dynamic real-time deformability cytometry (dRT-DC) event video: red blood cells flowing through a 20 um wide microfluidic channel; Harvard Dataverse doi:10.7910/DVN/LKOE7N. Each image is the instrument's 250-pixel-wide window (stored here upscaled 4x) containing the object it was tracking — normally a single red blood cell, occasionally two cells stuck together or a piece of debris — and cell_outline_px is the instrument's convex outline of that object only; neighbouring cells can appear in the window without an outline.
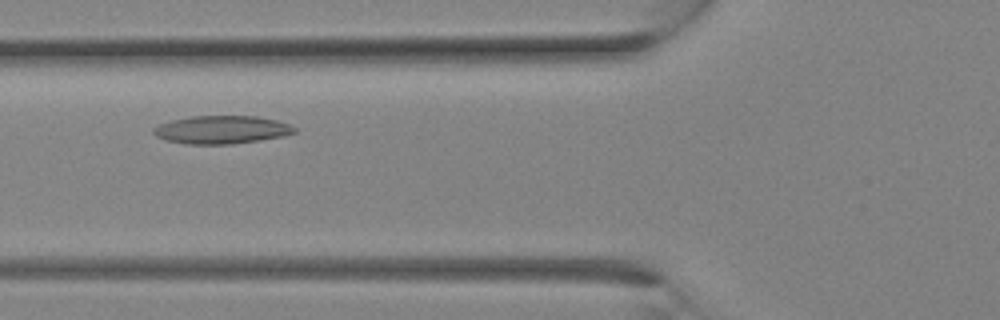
{"species": "Egyptian fruit bat (a non-hibernating species)", "species_latin": "Rousettus aegyptiacus", "temperature_condition": "room temperature", "stored_images_in_passage": 12, "camera_frame_rate_fps": 3000, "um_per_image_px": 0.085, "animal": {"sex": "female"}, "frame": {"image": 1, "passage_image": 7, "time_ms": 2.0, "image_size_px": [1000, 320], "cell_outline_px": [[296, 132], [284, 136], [260, 140], [232, 144], [184, 144], [164, 140], [156, 136], [152, 132], [152, 128], [160, 124], [172, 120], [192, 116], [256, 116], [276, 120], [288, 124], [296, 128]], "centroid_in_image_um": [18.81, 11.03], "position_along_channel_um": 107.0, "area_um2": 23.12}}
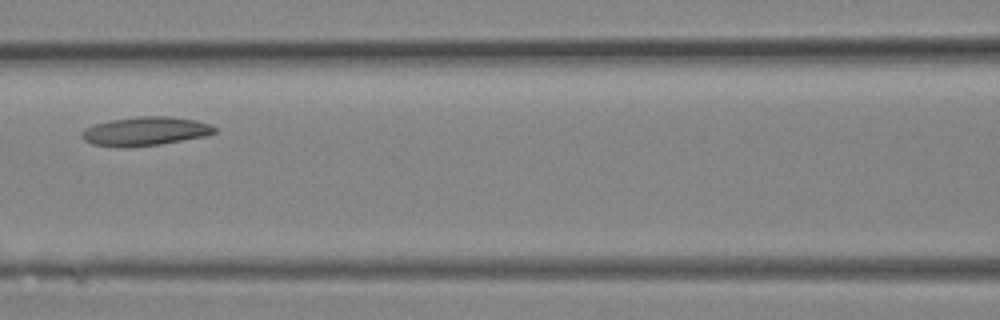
{"frame": {"image": 2, "passage_image": 9, "time_ms": 2.667, "image_size_px": [1000, 320], "cell_outline_px": [[216, 132], [208, 136], [160, 144], [124, 148], [120, 148], [92, 144], [84, 140], [80, 132], [84, 128], [96, 124], [112, 120], [140, 116], [168, 116], [196, 120], [212, 124], [216, 128]], "centroid_in_image_um": [12.37, 11.16], "position_along_channel_um": 154.2, "area_um2": 22.48}}
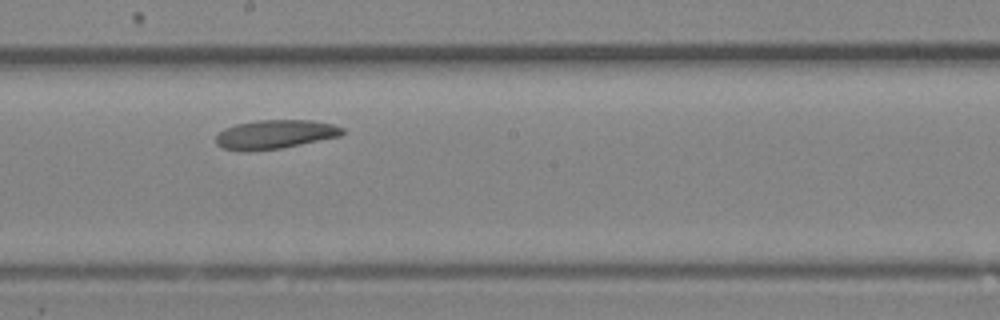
{"frame": {"image": 3, "passage_image": 12, "time_ms": 3.667, "image_size_px": [1000, 320], "cell_outline_px": [[344, 132], [340, 136], [280, 148], [248, 152], [244, 152], [224, 148], [216, 144], [216, 136], [224, 128], [236, 124], [256, 120], [312, 120], [332, 124], [344, 128]], "centroid_in_image_um": [23.35, 11.42], "position_along_channel_um": 224.8, "area_um2": 21.33}}